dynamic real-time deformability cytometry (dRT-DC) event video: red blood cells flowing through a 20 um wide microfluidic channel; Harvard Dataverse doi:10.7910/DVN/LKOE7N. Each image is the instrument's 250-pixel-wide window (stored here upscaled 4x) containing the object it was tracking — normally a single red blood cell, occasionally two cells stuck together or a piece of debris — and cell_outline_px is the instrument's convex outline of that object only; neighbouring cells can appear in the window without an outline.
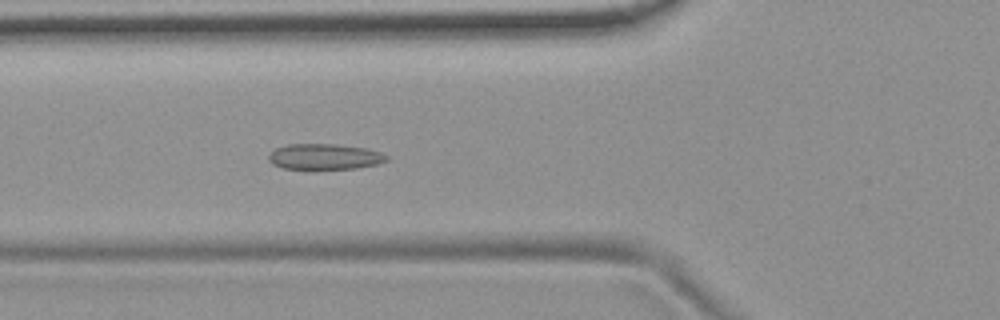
{"species": "common noctule bat (a hibernating species)", "species_latin": "Nyctalus noctula", "temperature_condition": "room temperature", "stored_images_in_passage": 55, "camera_frame_rate_fps": 3000, "um_per_image_px": 0.085, "animal": {"sex": "female", "body_mass_g": 19.9}, "frame": {"image": 1, "passage_image": 21, "time_ms": 6.667, "image_size_px": [1000, 320], "cell_outline_px": [[388, 160], [376, 164], [356, 168], [312, 172], [308, 172], [284, 168], [272, 164], [268, 160], [268, 156], [276, 148], [288, 144], [336, 144], [364, 148], [380, 152], [388, 156]], "centroid_in_image_um": [27.54, 13.37], "position_along_channel_um": 98.3, "area_um2": 18.44}}
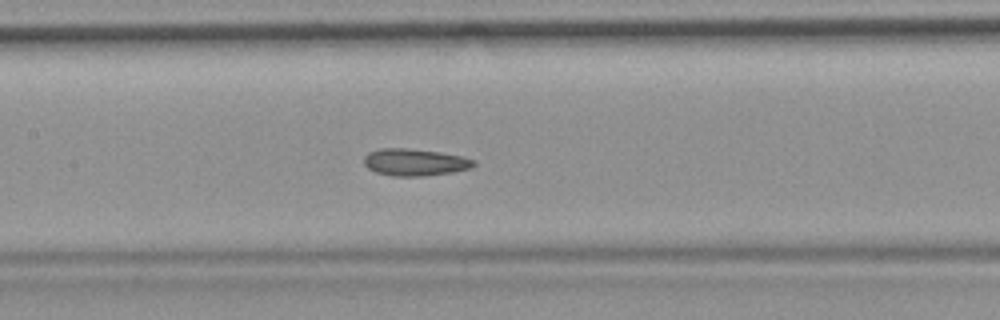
{"frame": {"image": 2, "passage_image": 27, "time_ms": 8.667, "image_size_px": [1000, 320], "cell_outline_px": [[476, 164], [472, 168], [452, 172], [424, 176], [392, 176], [376, 172], [368, 168], [364, 164], [364, 156], [368, 152], [380, 148], [408, 148], [440, 152], [460, 156], [476, 160]], "centroid_in_image_um": [35.26, 13.79], "position_along_channel_um": 172.1, "area_um2": 17.4}}
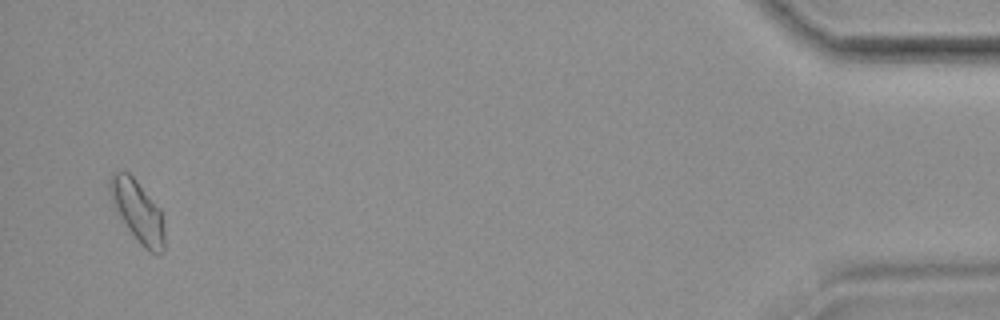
{"frame": {"image": 3, "passage_image": 54, "time_ms": 17.667, "image_size_px": [1000, 320], "cell_outline_px": [[164, 252], [148, 252], [140, 244], [128, 228], [120, 216], [108, 192], [108, 184], [112, 172], [128, 172], [136, 180], [160, 208], [164, 232]], "centroid_in_image_um": [11.7, 17.94], "position_along_channel_um": 423.5, "area_um2": 19.25}, "authors_computed_cell_mechanics": {"area_um2": 17.7446, "velocity_mm_per_s": 3.6871, "shape_relaxation_time_tau1_ms": null, "shape_relaxation_time_tau2_ms": 1.9376, "deformation_change_tau1": null, "deformation_change_tau2": 0.0791}}